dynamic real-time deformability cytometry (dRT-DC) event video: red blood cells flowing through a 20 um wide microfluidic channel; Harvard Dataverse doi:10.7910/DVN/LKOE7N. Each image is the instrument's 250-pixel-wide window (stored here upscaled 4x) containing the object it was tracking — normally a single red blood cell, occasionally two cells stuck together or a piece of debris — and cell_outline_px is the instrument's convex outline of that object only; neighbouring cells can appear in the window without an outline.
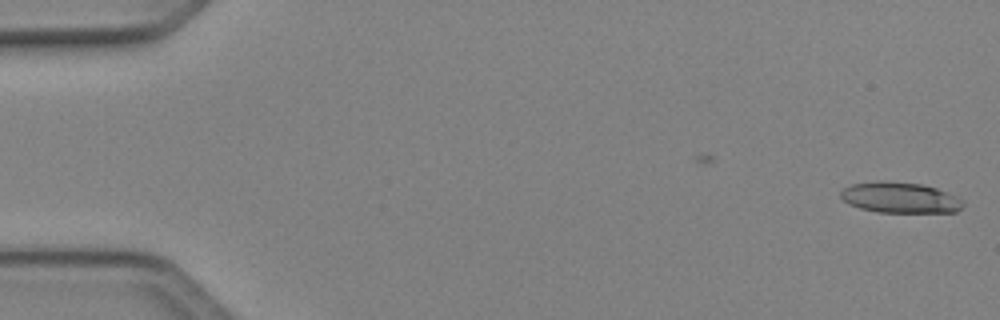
{"species": "Egyptian fruit bat (a non-hibernating species)", "species_latin": "Rousettus aegyptiacus", "temperature_condition": "cold", "stored_images_in_passage": 6, "camera_frame_rate_fps": 3000, "um_per_image_px": 0.085, "animal": {"sex": "female"}, "frame": {"image": 1, "passage_image": 6, "time_ms": 1.667, "image_size_px": [1000, 320], "cell_outline_px": [[964, 204], [956, 212], [876, 212], [860, 208], [848, 204], [840, 196], [840, 192], [844, 188], [852, 184], [876, 180], [880, 180], [924, 184], [936, 188], [964, 200]], "centroid_in_image_um": [76.48, 16.79], "position_along_channel_um": 8.5, "area_um2": 22.02}}